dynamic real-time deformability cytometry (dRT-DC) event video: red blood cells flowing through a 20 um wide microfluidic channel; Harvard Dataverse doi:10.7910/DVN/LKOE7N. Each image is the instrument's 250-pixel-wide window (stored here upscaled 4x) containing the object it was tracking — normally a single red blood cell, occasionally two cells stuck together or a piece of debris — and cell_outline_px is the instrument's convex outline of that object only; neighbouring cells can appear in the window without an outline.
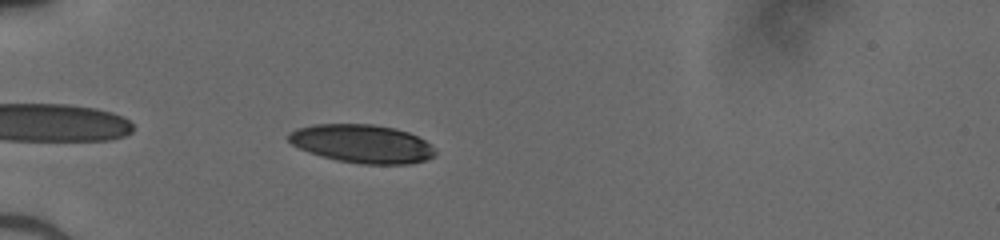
{"species": "human", "species_latin": "Homo sapiens", "temperature_condition": "cold", "stored_images_in_passage": 37, "camera_frame_rate_fps": 3000, "um_per_image_px": 0.085, "donor": {"sex": "male"}, "frame": {"image": 1, "passage_image": 3, "time_ms": 0.667, "image_size_px": [1000, 240], "cell_outline_px": [[436, 156], [424, 160], [408, 164], [360, 164], [336, 160], [320, 156], [308, 152], [292, 144], [288, 140], [288, 132], [296, 128], [312, 124], [372, 124], [396, 128], [408, 132], [432, 144], [436, 148]], "centroid_in_image_um": [30.78, 12.21], "position_along_channel_um": 54.2, "area_um2": 33.12}}
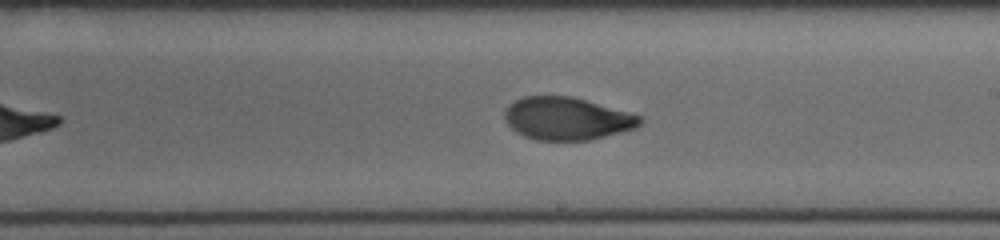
{"frame": {"image": 2, "passage_image": 18, "time_ms": 5.667, "image_size_px": [1000, 240], "cell_outline_px": [[644, 120], [636, 128], [588, 140], [536, 140], [524, 136], [516, 132], [504, 120], [504, 112], [508, 104], [524, 96], [572, 96], [628, 112], [640, 116]], "centroid_in_image_um": [48.15, 10.07], "position_along_channel_um": 240.8, "area_um2": 33.52}}
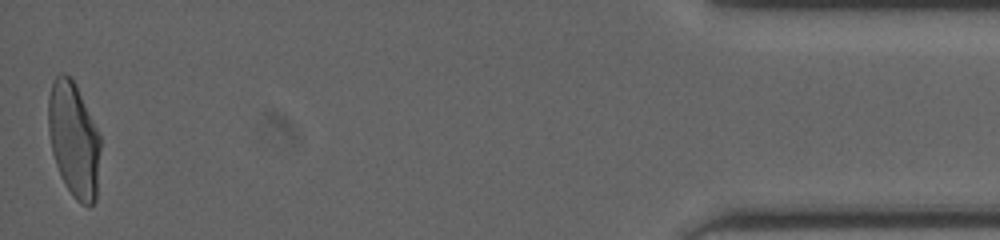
{"frame": {"image": 3, "passage_image": 37, "time_ms": 12.0, "image_size_px": [1000, 240], "cell_outline_px": [[100, 148], [96, 200], [88, 208], [80, 204], [72, 196], [64, 184], [60, 176], [52, 152], [48, 128], [48, 96], [52, 80], [60, 72], [64, 72], [72, 76], [76, 84], [100, 136]], "centroid_in_image_um": [6.26, 11.86], "position_along_channel_um": 428.9, "area_um2": 35.32}}